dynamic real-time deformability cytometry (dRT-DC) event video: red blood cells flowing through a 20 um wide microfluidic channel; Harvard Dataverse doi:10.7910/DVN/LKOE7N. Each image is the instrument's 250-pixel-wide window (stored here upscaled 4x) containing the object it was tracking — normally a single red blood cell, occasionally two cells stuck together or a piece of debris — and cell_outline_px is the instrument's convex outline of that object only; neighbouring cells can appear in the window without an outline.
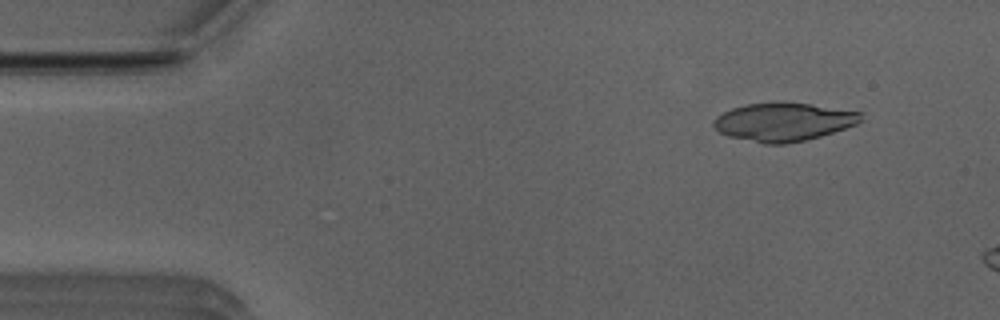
{"species": "Egyptian fruit bat (a non-hibernating species)", "species_latin": "Rousettus aegyptiacus", "temperature_condition": "room temperature", "stored_images_in_passage": 10, "camera_frame_rate_fps": 3000, "um_per_image_px": 0.085, "animal": {"sex": "male"}, "frame": {"image": 1, "passage_image": 5, "time_ms": 1.333, "image_size_px": [1000, 320], "cell_outline_px": [[864, 112], [860, 120], [856, 124], [820, 136], [804, 140], [784, 144], [764, 144], [728, 136], [720, 132], [712, 124], [712, 120], [716, 116], [732, 108], [748, 104], [808, 104]], "centroid_in_image_um": [66.58, 10.38], "position_along_channel_um": 18.4, "area_um2": 32.14}}